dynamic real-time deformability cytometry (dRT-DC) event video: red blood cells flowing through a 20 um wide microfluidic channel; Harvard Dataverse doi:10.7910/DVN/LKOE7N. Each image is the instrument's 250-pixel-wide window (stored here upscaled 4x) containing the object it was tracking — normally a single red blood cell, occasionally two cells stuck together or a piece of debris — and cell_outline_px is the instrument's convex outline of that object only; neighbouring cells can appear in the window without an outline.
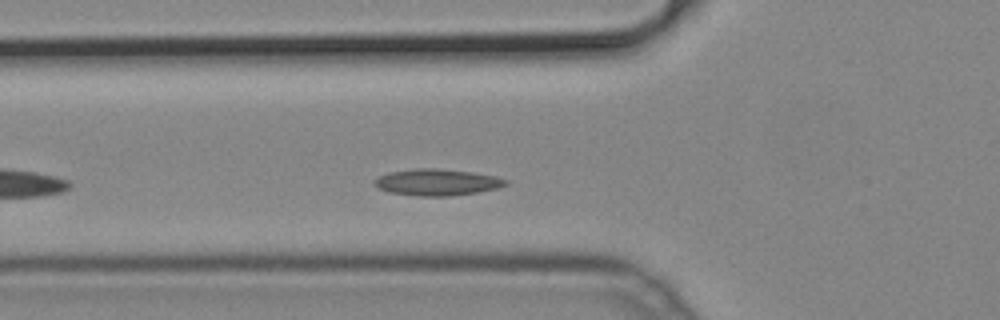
{"species": "common noctule bat (a hibernating species)", "species_latin": "Nyctalus noctula", "temperature_condition": "cold", "stored_images_in_passage": 38, "camera_frame_rate_fps": 3000, "um_per_image_px": 0.085, "animal": {"sex": "male", "body_mass_g": 19.2, "forearm_length_mm": 51.8}, "frame": {"image": 1, "passage_image": 6, "time_ms": 1.667, "image_size_px": [1000, 320], "cell_outline_px": [[508, 184], [496, 188], [476, 192], [448, 196], [420, 196], [388, 192], [376, 188], [372, 180], [388, 172], [416, 168], [432, 168], [472, 172], [492, 176], [508, 180]], "centroid_in_image_um": [37.07, 15.49], "position_along_channel_um": 88.7, "area_um2": 20.11}}
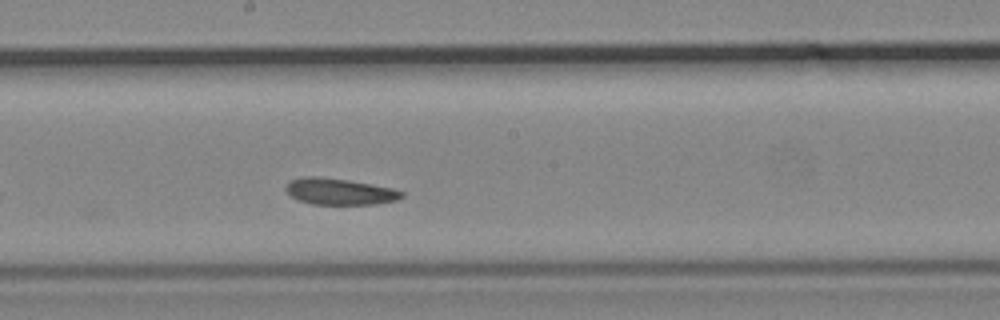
{"frame": {"image": 2, "passage_image": 16, "time_ms": 5.0, "image_size_px": [1000, 320], "cell_outline_px": [[404, 196], [396, 200], [376, 204], [312, 204], [296, 200], [284, 188], [292, 180], [304, 176], [316, 176], [348, 180], [392, 188], [404, 192]], "centroid_in_image_um": [28.86, 16.28], "position_along_channel_um": 219.3, "area_um2": 17.69}}
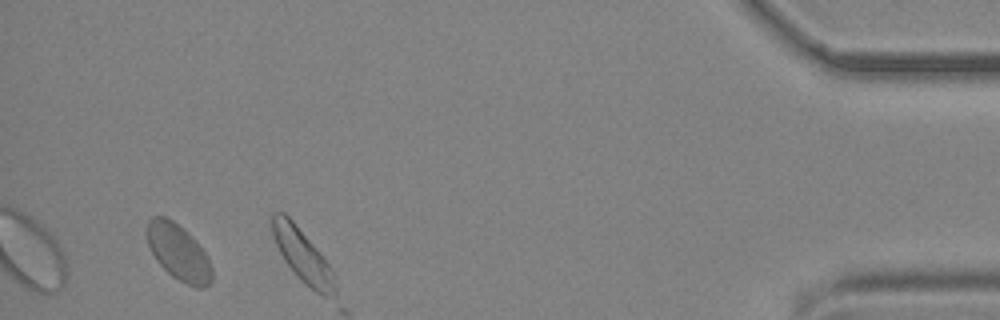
{"frame": {"image": 3, "passage_image": 35, "time_ms": 11.333, "image_size_px": [1000, 320], "cell_outline_px": [[212, 280], [204, 288], [196, 288], [184, 284], [172, 276], [156, 260], [148, 244], [148, 220], [152, 216], [164, 216], [172, 220], [188, 232], [192, 236], [208, 256], [212, 268]], "centroid_in_image_um": [15.2, 21.47], "position_along_channel_um": 420.0, "area_um2": 21.15}}